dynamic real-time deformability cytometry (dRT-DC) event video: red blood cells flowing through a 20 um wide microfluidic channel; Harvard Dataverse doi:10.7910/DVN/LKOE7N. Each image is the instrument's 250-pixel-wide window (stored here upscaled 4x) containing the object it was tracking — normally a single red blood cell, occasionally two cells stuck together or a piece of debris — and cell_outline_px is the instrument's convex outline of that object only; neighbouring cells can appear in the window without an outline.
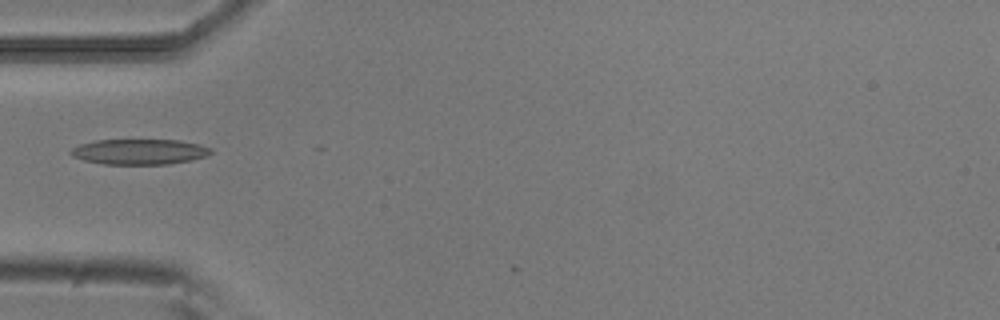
{"species": "common noctule bat (a hibernating species)", "species_latin": "Nyctalus noctula", "temperature_condition": "room temperature", "stored_images_in_passage": 4, "camera_frame_rate_fps": 3000, "um_per_image_px": 0.085, "animal": {"sex": "male", "body_mass_g": 20.5, "forearm_length_mm": 52.5}, "frame": {"image": 1, "passage_image": 1, "time_ms": 0.0, "image_size_px": [1000, 320], "cell_outline_px": [[212, 152], [208, 156], [192, 160], [168, 164], [104, 164], [84, 160], [72, 156], [68, 152], [72, 148], [80, 144], [96, 140], [180, 140], [200, 144], [212, 148]], "centroid_in_image_um": [11.88, 12.89], "position_along_channel_um": 73.1, "area_um2": 20.87}}